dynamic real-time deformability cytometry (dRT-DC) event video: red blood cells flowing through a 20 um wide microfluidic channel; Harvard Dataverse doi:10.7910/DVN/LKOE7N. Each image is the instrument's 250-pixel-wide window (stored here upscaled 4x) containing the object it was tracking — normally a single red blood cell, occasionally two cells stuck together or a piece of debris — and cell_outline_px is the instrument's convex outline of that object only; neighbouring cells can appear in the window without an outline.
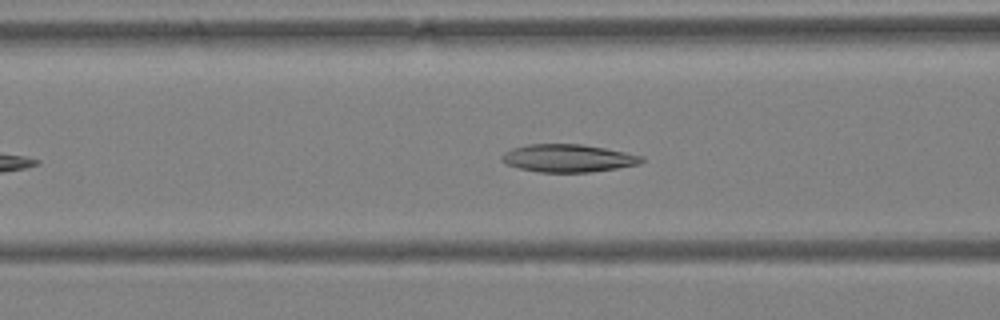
{"species": "Egyptian fruit bat (a non-hibernating species)", "species_latin": "Rousettus aegyptiacus", "temperature_condition": "warm", "stored_images_in_passage": 38, "camera_frame_rate_fps": 3000, "um_per_image_px": 0.085, "animal": {"sex": "female"}, "frame": {"image": 1, "passage_image": 11, "time_ms": 3.333, "image_size_px": [1000, 320], "cell_outline_px": [[644, 160], [640, 164], [616, 168], [588, 172], [540, 172], [520, 168], [504, 164], [500, 160], [500, 156], [504, 152], [512, 148], [528, 144], [580, 144], [604, 148], [644, 156]], "centroid_in_image_um": [48.25, 13.44], "position_along_channel_um": 118.4, "area_um2": 22.6}}
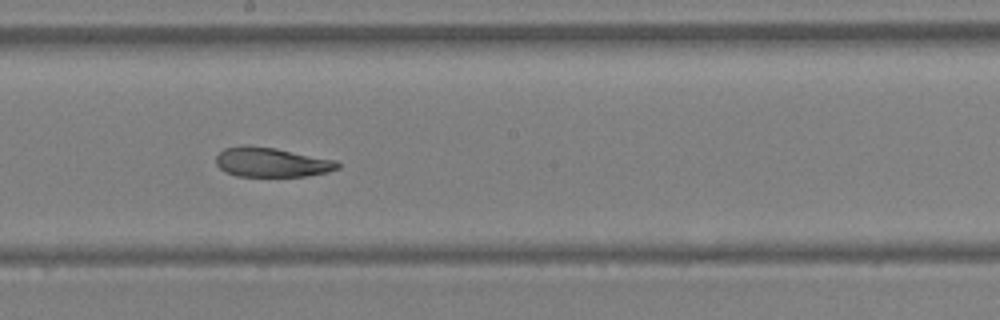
{"frame": {"image": 2, "passage_image": 19, "time_ms": 6.0, "image_size_px": [1000, 320], "cell_outline_px": [[340, 168], [328, 172], [308, 176], [236, 176], [224, 172], [216, 164], [216, 156], [224, 148], [244, 144], [276, 148], [336, 160], [340, 164]], "centroid_in_image_um": [23.07, 13.79], "position_along_channel_um": 225.1, "area_um2": 21.15}}
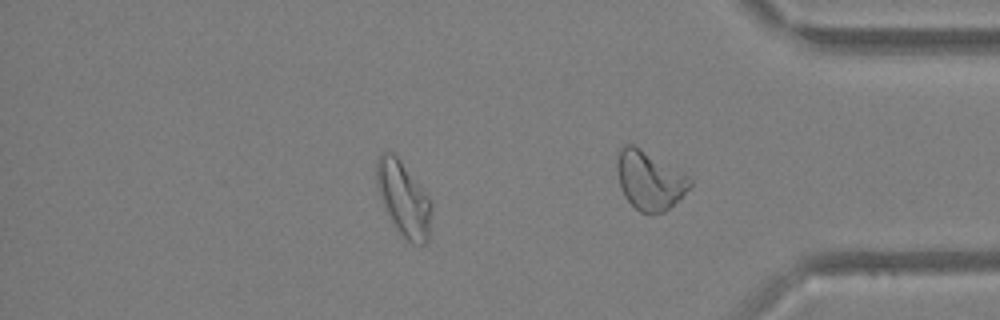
{"frame": {"image": 3, "passage_image": 31, "time_ms": 10.0, "image_size_px": [1000, 320], "cell_outline_px": [[428, 240], [424, 244], [412, 244], [400, 232], [388, 216], [376, 188], [376, 160], [380, 152], [384, 148], [392, 152], [400, 160], [428, 196]], "centroid_in_image_um": [34.2, 16.81], "position_along_channel_um": 401.0, "area_um2": 23.18}, "authors_computed_cell_mechanics": {"area_um2": 22.5709, "velocity_mm_per_s": 4.0041, "shape_relaxation_time_tau1_ms": 5.3776, "shape_relaxation_time_tau2_ms": 3.8546, "deformation_change_tau1": 0.1716, "deformation_change_tau2": 0.0768}}